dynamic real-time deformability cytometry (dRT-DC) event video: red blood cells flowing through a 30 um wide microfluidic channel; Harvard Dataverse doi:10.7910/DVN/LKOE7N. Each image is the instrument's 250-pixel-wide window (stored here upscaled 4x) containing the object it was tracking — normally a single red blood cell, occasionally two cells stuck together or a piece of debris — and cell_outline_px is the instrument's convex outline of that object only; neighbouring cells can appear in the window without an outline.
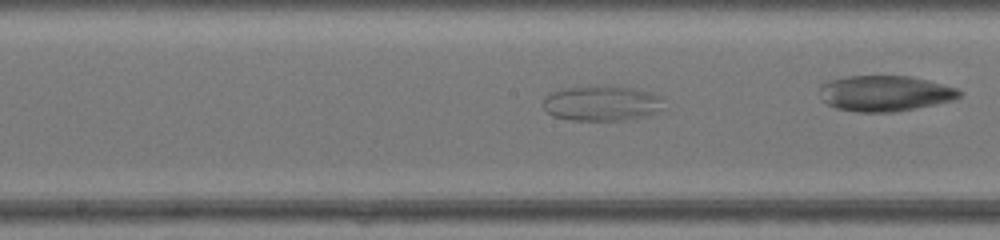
{"species": "common noctule bat (a hibernating species)", "species_latin": "Nyctalus noctula", "temperature_condition": "warm", "stored_images_in_passage": 26, "camera_frame_rate_fps": 3000, "um_per_image_px": 0.085, "animal": {"sex": "female", "body_mass_g": 17.0, "forearm_length_mm": 48.0}, "frame": {"image": 1, "passage_image": 12, "time_ms": 3.667, "image_size_px": [1000, 240], "cell_outline_px": [[660, 108], [644, 116], [624, 120], [568, 120], [552, 116], [544, 108], [544, 96], [552, 92], [564, 88], [632, 88], [648, 92], [660, 96]], "centroid_in_image_um": [51.05, 8.82], "position_along_channel_um": 197.1, "area_um2": 23.64}}
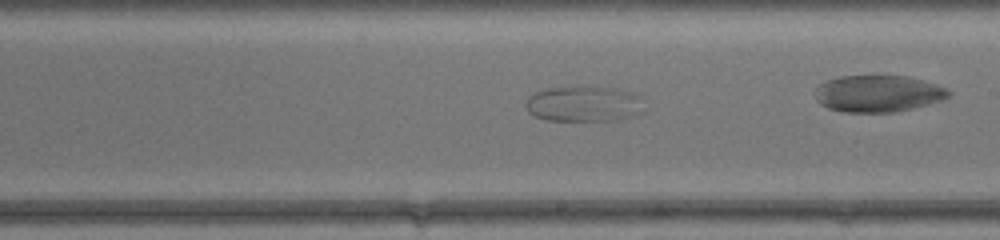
{"frame": {"image": 2, "passage_image": 15, "time_ms": 4.667, "image_size_px": [1000, 240], "cell_outline_px": [[640, 96], [636, 112], [628, 116], [608, 120], [544, 120], [532, 116], [528, 112], [524, 104], [528, 96], [532, 92], [548, 88], [580, 84], [612, 88], [632, 92]], "centroid_in_image_um": [49.43, 8.78], "position_along_channel_um": 239.6, "area_um2": 24.57}}